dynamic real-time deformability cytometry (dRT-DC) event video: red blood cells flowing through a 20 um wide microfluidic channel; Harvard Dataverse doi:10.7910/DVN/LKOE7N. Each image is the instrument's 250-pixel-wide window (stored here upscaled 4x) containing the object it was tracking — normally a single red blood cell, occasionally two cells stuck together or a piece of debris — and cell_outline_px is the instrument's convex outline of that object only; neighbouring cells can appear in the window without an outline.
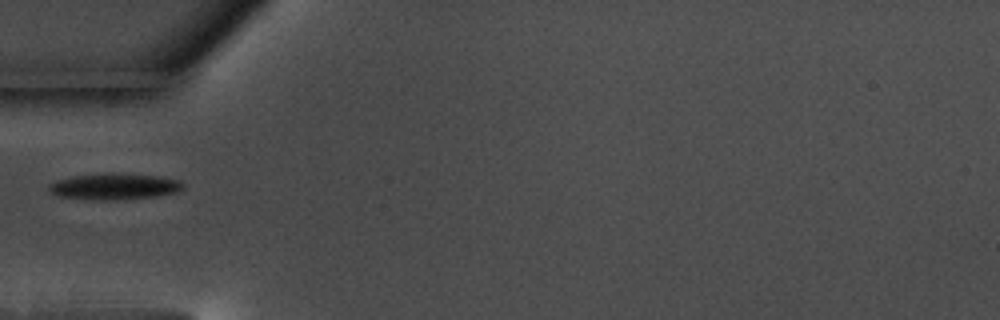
{"species": "common noctule bat (a hibernating species)", "species_latin": "Nyctalus noctula", "temperature_condition": "warm", "stored_images_in_passage": 25, "camera_frame_rate_fps": 3000, "um_per_image_px": 0.085, "animal": {"sex": "male", "body_mass_g": 17.5, "forearm_length_mm": 52.3}, "frame": {"image": 1, "passage_image": 1, "time_ms": 0.0, "image_size_px": [1000, 320], "cell_outline_px": [[184, 188], [176, 192], [156, 196], [108, 200], [104, 200], [60, 196], [48, 192], [48, 184], [56, 180], [72, 176], [108, 172], [156, 176], [180, 180], [184, 184]], "centroid_in_image_um": [9.69, 15.83], "position_along_channel_um": 75.3, "area_um2": 20.4}}